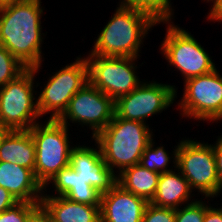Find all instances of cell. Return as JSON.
<instances>
[{
	"mask_svg": "<svg viewBox=\"0 0 222 222\" xmlns=\"http://www.w3.org/2000/svg\"><path fill=\"white\" fill-rule=\"evenodd\" d=\"M203 2H205L206 3V1H207V3H210V5H213L217 0H202Z\"/></svg>",
	"mask_w": 222,
	"mask_h": 222,
	"instance_id": "cell-35",
	"label": "cell"
},
{
	"mask_svg": "<svg viewBox=\"0 0 222 222\" xmlns=\"http://www.w3.org/2000/svg\"><path fill=\"white\" fill-rule=\"evenodd\" d=\"M14 1H17V0H0V5L10 3V2H14Z\"/></svg>",
	"mask_w": 222,
	"mask_h": 222,
	"instance_id": "cell-33",
	"label": "cell"
},
{
	"mask_svg": "<svg viewBox=\"0 0 222 222\" xmlns=\"http://www.w3.org/2000/svg\"><path fill=\"white\" fill-rule=\"evenodd\" d=\"M115 12L95 37L88 54L105 57H141L140 51L149 32L161 21L149 13L126 5H117Z\"/></svg>",
	"mask_w": 222,
	"mask_h": 222,
	"instance_id": "cell-2",
	"label": "cell"
},
{
	"mask_svg": "<svg viewBox=\"0 0 222 222\" xmlns=\"http://www.w3.org/2000/svg\"><path fill=\"white\" fill-rule=\"evenodd\" d=\"M216 138V141L213 143V152L216 159L218 179L220 186L222 187V133H220V136L218 135Z\"/></svg>",
	"mask_w": 222,
	"mask_h": 222,
	"instance_id": "cell-27",
	"label": "cell"
},
{
	"mask_svg": "<svg viewBox=\"0 0 222 222\" xmlns=\"http://www.w3.org/2000/svg\"><path fill=\"white\" fill-rule=\"evenodd\" d=\"M69 130L53 119L40 121L29 129L36 151L34 175L43 187L70 163V153L75 144Z\"/></svg>",
	"mask_w": 222,
	"mask_h": 222,
	"instance_id": "cell-5",
	"label": "cell"
},
{
	"mask_svg": "<svg viewBox=\"0 0 222 222\" xmlns=\"http://www.w3.org/2000/svg\"><path fill=\"white\" fill-rule=\"evenodd\" d=\"M41 67L26 68L15 79L0 87V124L6 130H29L42 120L35 96L36 88L41 84L39 80L36 82Z\"/></svg>",
	"mask_w": 222,
	"mask_h": 222,
	"instance_id": "cell-4",
	"label": "cell"
},
{
	"mask_svg": "<svg viewBox=\"0 0 222 222\" xmlns=\"http://www.w3.org/2000/svg\"><path fill=\"white\" fill-rule=\"evenodd\" d=\"M17 202L9 191L0 186V213L14 206Z\"/></svg>",
	"mask_w": 222,
	"mask_h": 222,
	"instance_id": "cell-28",
	"label": "cell"
},
{
	"mask_svg": "<svg viewBox=\"0 0 222 222\" xmlns=\"http://www.w3.org/2000/svg\"><path fill=\"white\" fill-rule=\"evenodd\" d=\"M195 195L186 178L174 168L160 174L155 195L150 203L159 207L178 209L195 202Z\"/></svg>",
	"mask_w": 222,
	"mask_h": 222,
	"instance_id": "cell-17",
	"label": "cell"
},
{
	"mask_svg": "<svg viewBox=\"0 0 222 222\" xmlns=\"http://www.w3.org/2000/svg\"><path fill=\"white\" fill-rule=\"evenodd\" d=\"M6 129L0 124V138L5 133Z\"/></svg>",
	"mask_w": 222,
	"mask_h": 222,
	"instance_id": "cell-34",
	"label": "cell"
},
{
	"mask_svg": "<svg viewBox=\"0 0 222 222\" xmlns=\"http://www.w3.org/2000/svg\"><path fill=\"white\" fill-rule=\"evenodd\" d=\"M26 68L4 46L0 45V87L15 79Z\"/></svg>",
	"mask_w": 222,
	"mask_h": 222,
	"instance_id": "cell-23",
	"label": "cell"
},
{
	"mask_svg": "<svg viewBox=\"0 0 222 222\" xmlns=\"http://www.w3.org/2000/svg\"><path fill=\"white\" fill-rule=\"evenodd\" d=\"M35 144L29 130H6L0 138V161L18 164L34 172Z\"/></svg>",
	"mask_w": 222,
	"mask_h": 222,
	"instance_id": "cell-19",
	"label": "cell"
},
{
	"mask_svg": "<svg viewBox=\"0 0 222 222\" xmlns=\"http://www.w3.org/2000/svg\"><path fill=\"white\" fill-rule=\"evenodd\" d=\"M153 138L149 145L143 151L139 164L150 171L156 173H164L176 168L178 143L174 146L172 152L169 153L162 144L156 145ZM171 164V166H170ZM173 164V166H172Z\"/></svg>",
	"mask_w": 222,
	"mask_h": 222,
	"instance_id": "cell-21",
	"label": "cell"
},
{
	"mask_svg": "<svg viewBox=\"0 0 222 222\" xmlns=\"http://www.w3.org/2000/svg\"><path fill=\"white\" fill-rule=\"evenodd\" d=\"M201 141V142H200ZM176 168L189 182L199 197L214 198L222 195L218 179L213 144L195 138L179 139Z\"/></svg>",
	"mask_w": 222,
	"mask_h": 222,
	"instance_id": "cell-7",
	"label": "cell"
},
{
	"mask_svg": "<svg viewBox=\"0 0 222 222\" xmlns=\"http://www.w3.org/2000/svg\"><path fill=\"white\" fill-rule=\"evenodd\" d=\"M74 60L53 72L48 81L43 82L41 90L37 91V107L42 118L47 114L46 119L57 120L75 93L89 82L85 56L78 55Z\"/></svg>",
	"mask_w": 222,
	"mask_h": 222,
	"instance_id": "cell-9",
	"label": "cell"
},
{
	"mask_svg": "<svg viewBox=\"0 0 222 222\" xmlns=\"http://www.w3.org/2000/svg\"><path fill=\"white\" fill-rule=\"evenodd\" d=\"M200 199L197 198L195 202L175 209V222H203L205 211L212 205L209 200L213 201L214 199L203 196Z\"/></svg>",
	"mask_w": 222,
	"mask_h": 222,
	"instance_id": "cell-24",
	"label": "cell"
},
{
	"mask_svg": "<svg viewBox=\"0 0 222 222\" xmlns=\"http://www.w3.org/2000/svg\"><path fill=\"white\" fill-rule=\"evenodd\" d=\"M40 204L54 222H100V205L77 203L65 196H42Z\"/></svg>",
	"mask_w": 222,
	"mask_h": 222,
	"instance_id": "cell-18",
	"label": "cell"
},
{
	"mask_svg": "<svg viewBox=\"0 0 222 222\" xmlns=\"http://www.w3.org/2000/svg\"><path fill=\"white\" fill-rule=\"evenodd\" d=\"M203 222H222V205L218 207L212 203V206L205 211Z\"/></svg>",
	"mask_w": 222,
	"mask_h": 222,
	"instance_id": "cell-30",
	"label": "cell"
},
{
	"mask_svg": "<svg viewBox=\"0 0 222 222\" xmlns=\"http://www.w3.org/2000/svg\"><path fill=\"white\" fill-rule=\"evenodd\" d=\"M0 186L18 202L41 203L43 186L29 168L0 161Z\"/></svg>",
	"mask_w": 222,
	"mask_h": 222,
	"instance_id": "cell-15",
	"label": "cell"
},
{
	"mask_svg": "<svg viewBox=\"0 0 222 222\" xmlns=\"http://www.w3.org/2000/svg\"><path fill=\"white\" fill-rule=\"evenodd\" d=\"M166 25V33L159 52L173 71L180 72L183 81L204 75L218 68L212 60L213 56L200 44L191 32L175 24L174 21H161ZM179 25V26H178ZM170 65V66H169Z\"/></svg>",
	"mask_w": 222,
	"mask_h": 222,
	"instance_id": "cell-6",
	"label": "cell"
},
{
	"mask_svg": "<svg viewBox=\"0 0 222 222\" xmlns=\"http://www.w3.org/2000/svg\"><path fill=\"white\" fill-rule=\"evenodd\" d=\"M40 203L17 202L0 213V222H27L29 215Z\"/></svg>",
	"mask_w": 222,
	"mask_h": 222,
	"instance_id": "cell-25",
	"label": "cell"
},
{
	"mask_svg": "<svg viewBox=\"0 0 222 222\" xmlns=\"http://www.w3.org/2000/svg\"><path fill=\"white\" fill-rule=\"evenodd\" d=\"M41 0H17L0 5V45L25 67L43 65L42 45L46 39L41 18Z\"/></svg>",
	"mask_w": 222,
	"mask_h": 222,
	"instance_id": "cell-1",
	"label": "cell"
},
{
	"mask_svg": "<svg viewBox=\"0 0 222 222\" xmlns=\"http://www.w3.org/2000/svg\"><path fill=\"white\" fill-rule=\"evenodd\" d=\"M85 58L88 63L89 82L114 101L127 95L144 81L137 72L140 58L93 54H87Z\"/></svg>",
	"mask_w": 222,
	"mask_h": 222,
	"instance_id": "cell-10",
	"label": "cell"
},
{
	"mask_svg": "<svg viewBox=\"0 0 222 222\" xmlns=\"http://www.w3.org/2000/svg\"><path fill=\"white\" fill-rule=\"evenodd\" d=\"M172 0H135V8L149 13L157 22L175 19ZM174 16V17H173Z\"/></svg>",
	"mask_w": 222,
	"mask_h": 222,
	"instance_id": "cell-22",
	"label": "cell"
},
{
	"mask_svg": "<svg viewBox=\"0 0 222 222\" xmlns=\"http://www.w3.org/2000/svg\"><path fill=\"white\" fill-rule=\"evenodd\" d=\"M117 5H126L135 8V0H119Z\"/></svg>",
	"mask_w": 222,
	"mask_h": 222,
	"instance_id": "cell-32",
	"label": "cell"
},
{
	"mask_svg": "<svg viewBox=\"0 0 222 222\" xmlns=\"http://www.w3.org/2000/svg\"><path fill=\"white\" fill-rule=\"evenodd\" d=\"M115 115V101L90 82L78 90L64 113L57 119L67 127H86L93 138L103 130ZM72 123V125H70Z\"/></svg>",
	"mask_w": 222,
	"mask_h": 222,
	"instance_id": "cell-12",
	"label": "cell"
},
{
	"mask_svg": "<svg viewBox=\"0 0 222 222\" xmlns=\"http://www.w3.org/2000/svg\"><path fill=\"white\" fill-rule=\"evenodd\" d=\"M183 84L182 97L175 103L181 119L211 124L222 122V74L219 69L189 78Z\"/></svg>",
	"mask_w": 222,
	"mask_h": 222,
	"instance_id": "cell-8",
	"label": "cell"
},
{
	"mask_svg": "<svg viewBox=\"0 0 222 222\" xmlns=\"http://www.w3.org/2000/svg\"><path fill=\"white\" fill-rule=\"evenodd\" d=\"M206 19L208 22H219L222 23V0H217L211 8L209 9V13L207 12Z\"/></svg>",
	"mask_w": 222,
	"mask_h": 222,
	"instance_id": "cell-29",
	"label": "cell"
},
{
	"mask_svg": "<svg viewBox=\"0 0 222 222\" xmlns=\"http://www.w3.org/2000/svg\"><path fill=\"white\" fill-rule=\"evenodd\" d=\"M149 125L125 120L115 114L107 126L90 140L98 144L106 165L118 175L139 164L143 151L155 137Z\"/></svg>",
	"mask_w": 222,
	"mask_h": 222,
	"instance_id": "cell-3",
	"label": "cell"
},
{
	"mask_svg": "<svg viewBox=\"0 0 222 222\" xmlns=\"http://www.w3.org/2000/svg\"><path fill=\"white\" fill-rule=\"evenodd\" d=\"M27 222H50V215L40 204L28 217Z\"/></svg>",
	"mask_w": 222,
	"mask_h": 222,
	"instance_id": "cell-31",
	"label": "cell"
},
{
	"mask_svg": "<svg viewBox=\"0 0 222 222\" xmlns=\"http://www.w3.org/2000/svg\"><path fill=\"white\" fill-rule=\"evenodd\" d=\"M142 222H175V209L159 207L149 202Z\"/></svg>",
	"mask_w": 222,
	"mask_h": 222,
	"instance_id": "cell-26",
	"label": "cell"
},
{
	"mask_svg": "<svg viewBox=\"0 0 222 222\" xmlns=\"http://www.w3.org/2000/svg\"><path fill=\"white\" fill-rule=\"evenodd\" d=\"M91 141L95 143L92 146L76 143L70 153L69 165L85 183L104 194L117 183V175L106 165L98 144L93 139Z\"/></svg>",
	"mask_w": 222,
	"mask_h": 222,
	"instance_id": "cell-13",
	"label": "cell"
},
{
	"mask_svg": "<svg viewBox=\"0 0 222 222\" xmlns=\"http://www.w3.org/2000/svg\"><path fill=\"white\" fill-rule=\"evenodd\" d=\"M155 80L144 79L133 91L119 97L115 101V114L125 120L148 124L149 118L173 106L179 96L178 87Z\"/></svg>",
	"mask_w": 222,
	"mask_h": 222,
	"instance_id": "cell-11",
	"label": "cell"
},
{
	"mask_svg": "<svg viewBox=\"0 0 222 222\" xmlns=\"http://www.w3.org/2000/svg\"><path fill=\"white\" fill-rule=\"evenodd\" d=\"M49 187L50 189L52 188V193H50ZM101 195L102 194L99 193L94 187L85 183V180H83L80 176H77V172L73 170L70 165H68L67 167L62 168L43 187L42 196H65L77 203L100 205Z\"/></svg>",
	"mask_w": 222,
	"mask_h": 222,
	"instance_id": "cell-16",
	"label": "cell"
},
{
	"mask_svg": "<svg viewBox=\"0 0 222 222\" xmlns=\"http://www.w3.org/2000/svg\"><path fill=\"white\" fill-rule=\"evenodd\" d=\"M160 173L142 167L140 164L126 168L117 175V184L124 190L150 202L156 192Z\"/></svg>",
	"mask_w": 222,
	"mask_h": 222,
	"instance_id": "cell-20",
	"label": "cell"
},
{
	"mask_svg": "<svg viewBox=\"0 0 222 222\" xmlns=\"http://www.w3.org/2000/svg\"><path fill=\"white\" fill-rule=\"evenodd\" d=\"M148 203L116 183L101 195L100 222H142Z\"/></svg>",
	"mask_w": 222,
	"mask_h": 222,
	"instance_id": "cell-14",
	"label": "cell"
}]
</instances>
